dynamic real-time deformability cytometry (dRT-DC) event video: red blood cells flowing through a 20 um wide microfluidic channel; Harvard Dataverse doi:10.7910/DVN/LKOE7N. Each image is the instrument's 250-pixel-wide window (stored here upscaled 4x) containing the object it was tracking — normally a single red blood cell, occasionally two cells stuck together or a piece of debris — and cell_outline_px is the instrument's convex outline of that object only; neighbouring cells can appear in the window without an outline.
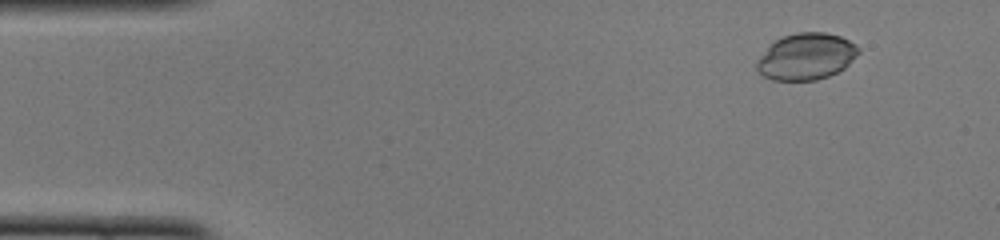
{"species": "common noctule bat (a hibernating species)", "species_latin": "Nyctalus noctula", "temperature_condition": "cold", "stored_images_in_passage": 45, "camera_frame_rate_fps": 3000, "um_per_image_px": 0.085, "animal": {"sex": "female", "body_mass_g": 22.0, "forearm_length_mm": 56.7}, "frame": {"image": 1, "passage_image": 1, "time_ms": 0.0, "image_size_px": [1000, 240], "cell_outline_px": [[860, 52], [844, 68], [828, 76], [816, 80], [772, 80], [764, 76], [756, 68], [756, 60], [776, 40], [784, 36], [796, 32], [824, 32], [840, 36], [856, 44], [860, 48]], "centroid_in_image_um": [68.54, 4.8], "position_along_channel_um": 16.5, "area_um2": 27.4}}
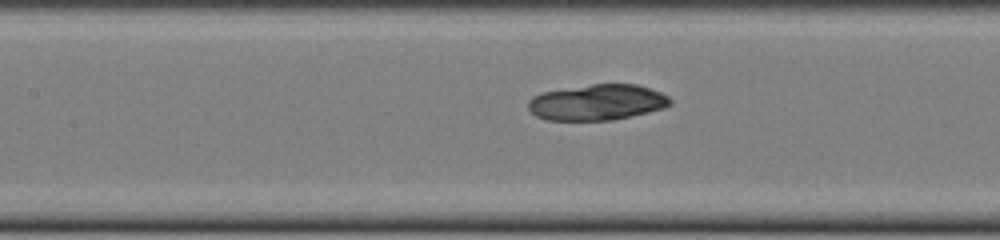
{"frame": {"image": 2, "passage_image": 18, "time_ms": 5.667, "image_size_px": [1000, 240], "cell_outline_px": [[672, 104], [664, 108], [648, 112], [612, 120], [544, 120], [536, 116], [528, 108], [528, 100], [532, 96], [544, 92], [592, 84], [636, 84], [660, 92], [668, 96], [672, 100]], "centroid_in_image_um": [50.76, 8.7], "position_along_channel_um": 156.6, "area_um2": 29.54}}
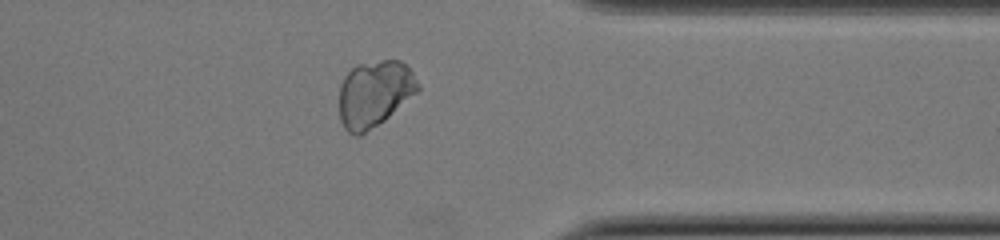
{"frame": {"image": 3, "passage_image": 35, "time_ms": 11.333, "image_size_px": [1000, 240], "cell_outline_px": [[420, 88], [416, 92], [384, 120], [360, 136], [352, 136], [344, 128], [340, 120], [340, 84], [344, 76], [356, 64], [380, 60], [400, 60], [408, 64], [420, 84]], "centroid_in_image_um": [31.82, 7.94], "position_along_channel_um": 379.6, "area_um2": 30.58}}